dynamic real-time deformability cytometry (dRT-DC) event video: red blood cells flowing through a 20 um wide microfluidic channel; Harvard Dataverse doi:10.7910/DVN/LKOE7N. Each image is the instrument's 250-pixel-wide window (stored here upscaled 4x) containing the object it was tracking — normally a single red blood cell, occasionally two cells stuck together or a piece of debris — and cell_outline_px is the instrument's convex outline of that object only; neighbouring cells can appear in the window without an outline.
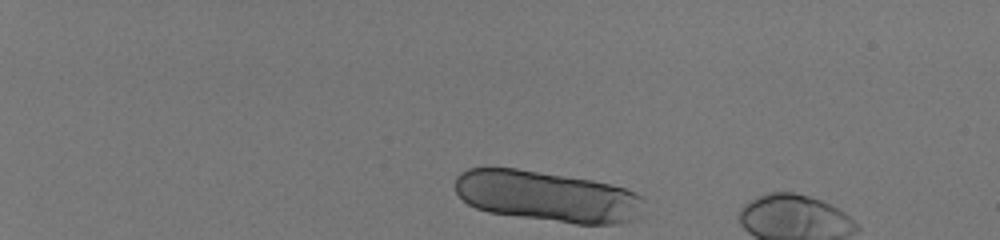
{"species": "human", "species_latin": "Homo sapiens", "temperature_condition": "room temperature", "stored_images_in_passage": 9, "camera_frame_rate_fps": 3000, "um_per_image_px": 0.085, "donor": {"sex": "male"}, "frame": {"image": 1, "passage_image": 1, "time_ms": 0.0, "image_size_px": [1000, 240], "cell_outline_px": [[644, 196], [640, 216], [636, 220], [616, 224], [576, 224], [488, 212], [476, 208], [468, 204], [456, 192], [456, 176], [460, 172], [468, 168], [516, 168], [592, 180], [624, 188]], "centroid_in_image_um": [46.54, 16.7], "position_along_channel_um": 38.5, "area_um2": 56.01}}